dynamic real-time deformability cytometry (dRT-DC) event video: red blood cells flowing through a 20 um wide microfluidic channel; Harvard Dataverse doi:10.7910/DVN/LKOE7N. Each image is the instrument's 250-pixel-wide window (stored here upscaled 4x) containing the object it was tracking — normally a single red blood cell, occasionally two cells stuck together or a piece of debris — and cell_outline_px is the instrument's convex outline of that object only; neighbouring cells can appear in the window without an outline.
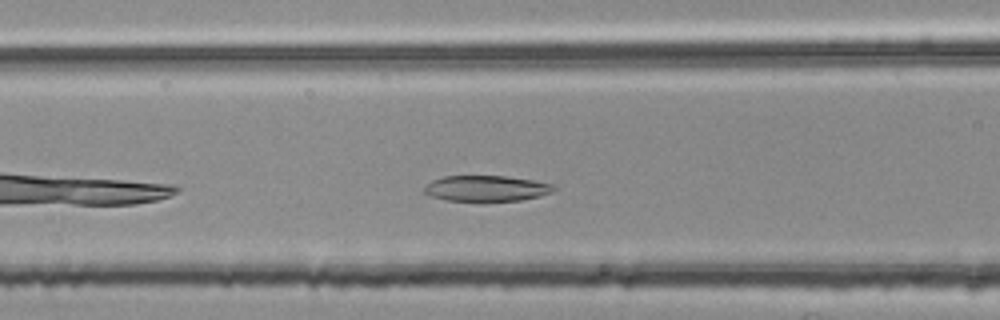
{"species": "common noctule bat (a hibernating species)", "species_latin": "Nyctalus noctula", "temperature_condition": "room temperature", "stored_images_in_passage": 25, "camera_frame_rate_fps": 3000, "um_per_image_px": 0.085, "animal": {"sex": "female", "body_mass_g": 25.1}, "frame": {"image": 1, "passage_image": 8, "time_ms": 2.333, "image_size_px": [1000, 320], "cell_outline_px": [[556, 188], [540, 196], [520, 200], [448, 200], [432, 196], [424, 192], [424, 184], [432, 180], [444, 176], [504, 176], [532, 180], [556, 184]], "centroid_in_image_um": [41.32, 15.99], "position_along_channel_um": 125.3, "area_um2": 19.13}}
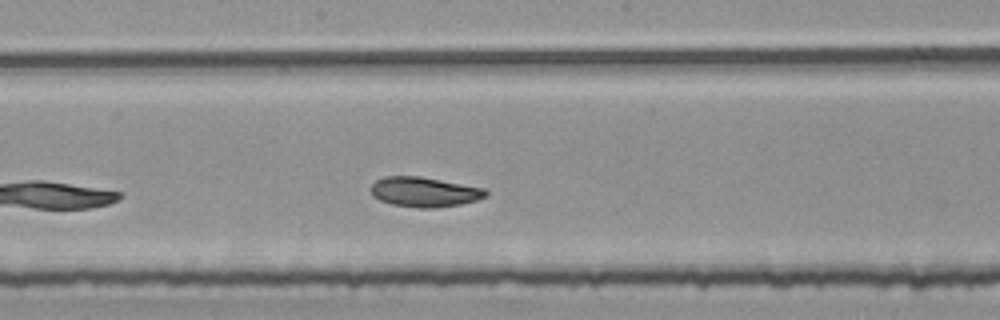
{"frame": {"image": 2, "passage_image": 15, "time_ms": 4.667, "image_size_px": [1000, 320], "cell_outline_px": [[488, 196], [476, 200], [460, 204], [432, 208], [420, 208], [392, 204], [380, 200], [372, 196], [372, 184], [376, 180], [384, 176], [420, 176], [484, 188], [488, 192]], "centroid_in_image_um": [36.07, 16.31], "position_along_channel_um": 212.1, "area_um2": 19.88}}
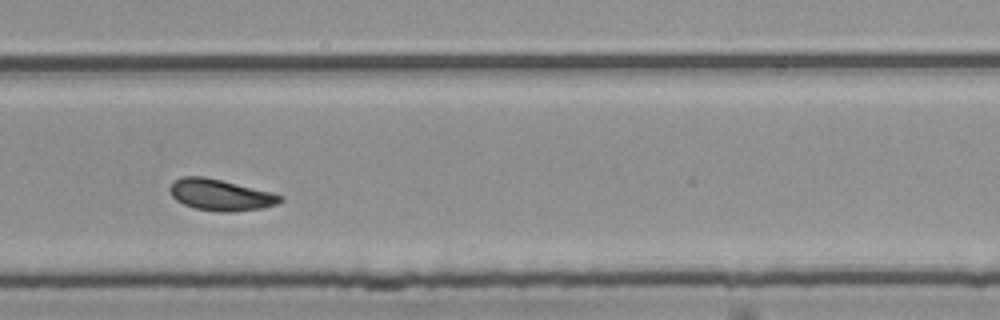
{"frame": {"image": 3, "passage_image": 23, "time_ms": 7.333, "image_size_px": [1000, 320], "cell_outline_px": [[284, 200], [276, 204], [260, 208], [232, 212], [220, 212], [196, 208], [184, 204], [176, 200], [172, 196], [168, 188], [172, 180], [184, 176], [204, 176], [272, 192], [284, 196]], "centroid_in_image_um": [18.72, 16.55], "position_along_channel_um": 311.1, "area_um2": 20.17}}